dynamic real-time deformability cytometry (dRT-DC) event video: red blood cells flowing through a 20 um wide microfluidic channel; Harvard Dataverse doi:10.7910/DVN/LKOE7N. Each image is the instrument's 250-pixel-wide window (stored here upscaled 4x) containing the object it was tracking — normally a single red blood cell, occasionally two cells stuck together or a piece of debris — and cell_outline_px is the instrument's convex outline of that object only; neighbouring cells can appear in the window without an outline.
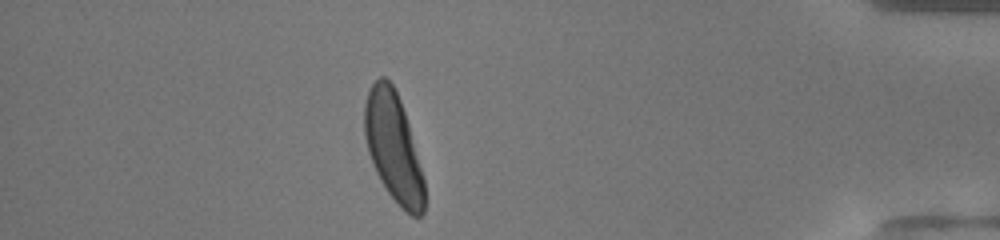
{"species": "human", "species_latin": "Homo sapiens", "temperature_condition": "warm", "stored_images_in_passage": 45, "camera_frame_rate_fps": 3000, "um_per_image_px": 0.085, "donor": {"sex": "female"}, "frame": {"image": 1, "passage_image": 39, "time_ms": 12.667, "image_size_px": [1000, 240], "cell_outline_px": [[424, 212], [420, 216], [412, 216], [404, 212], [400, 208], [388, 192], [380, 180], [372, 164], [368, 152], [364, 136], [364, 104], [368, 88], [380, 76], [384, 76], [392, 84], [400, 100], [408, 124], [424, 180]], "centroid_in_image_um": [33.41, 12.52], "position_along_channel_um": 401.8, "area_um2": 37.8}, "authors_computed_cell_mechanics": {"area_um2": 36.6452, "velocity_mm_per_s": 4.162, "shape_relaxation_time_tau1_ms": 1.5053, "shape_relaxation_time_tau2_ms": null, "deformation_change_tau1": 0.1308, "deformation_change_tau2": null}}